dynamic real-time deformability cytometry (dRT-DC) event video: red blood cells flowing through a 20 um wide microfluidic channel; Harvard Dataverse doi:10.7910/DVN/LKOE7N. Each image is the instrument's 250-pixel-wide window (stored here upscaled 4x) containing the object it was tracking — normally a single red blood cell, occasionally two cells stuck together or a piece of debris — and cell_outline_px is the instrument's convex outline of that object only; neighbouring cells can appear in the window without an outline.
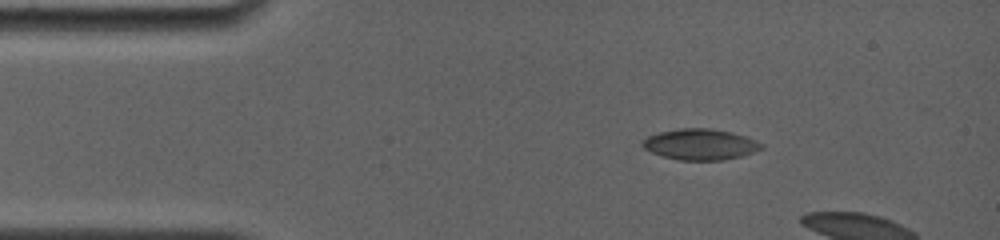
{"species": "common noctule bat (a hibernating species)", "species_latin": "Nyctalus noctula", "temperature_condition": "room temperature", "stored_images_in_passage": 8, "camera_frame_rate_fps": 4000, "um_per_image_px": 0.085, "animal": {"sex": "female", "body_mass_g": 19.0, "forearm_length_mm": 56.7}, "frame": {"image": 1, "passage_image": 5, "time_ms": 1.75, "image_size_px": [1000, 240], "cell_outline_px": [[764, 148], [756, 152], [724, 160], [680, 160], [660, 156], [644, 148], [640, 144], [640, 140], [648, 136], [660, 132], [680, 128], [712, 128], [732, 132], [756, 140], [764, 144]], "centroid_in_image_um": [59.52, 12.27], "position_along_channel_um": 25.5, "area_um2": 21.68}}